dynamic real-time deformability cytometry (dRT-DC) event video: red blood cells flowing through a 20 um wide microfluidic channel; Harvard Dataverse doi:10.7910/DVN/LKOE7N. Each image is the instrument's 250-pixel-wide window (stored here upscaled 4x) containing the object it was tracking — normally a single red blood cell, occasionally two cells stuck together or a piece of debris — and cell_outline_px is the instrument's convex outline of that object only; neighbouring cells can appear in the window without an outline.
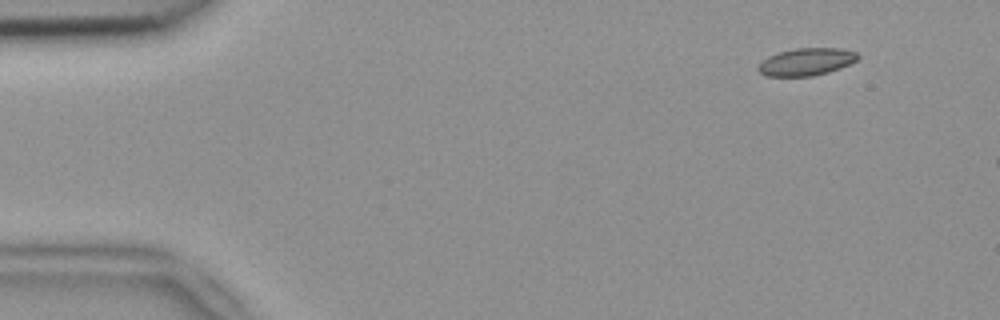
{"species": "common noctule bat (a hibernating species)", "species_latin": "Nyctalus noctula", "temperature_condition": "room temperature", "stored_images_in_passage": 8, "camera_frame_rate_fps": 3000, "um_per_image_px": 0.085, "animal": {"sex": "female", "body_mass_g": 18.4}, "frame": {"image": 1, "passage_image": 3, "time_ms": 0.667, "image_size_px": [1000, 320], "cell_outline_px": [[860, 56], [856, 60], [840, 68], [828, 72], [812, 76], [764, 76], [756, 68], [768, 56], [780, 52], [796, 48], [840, 48], [856, 52]], "centroid_in_image_um": [68.53, 5.25], "position_along_channel_um": 16.5, "area_um2": 15.78}}